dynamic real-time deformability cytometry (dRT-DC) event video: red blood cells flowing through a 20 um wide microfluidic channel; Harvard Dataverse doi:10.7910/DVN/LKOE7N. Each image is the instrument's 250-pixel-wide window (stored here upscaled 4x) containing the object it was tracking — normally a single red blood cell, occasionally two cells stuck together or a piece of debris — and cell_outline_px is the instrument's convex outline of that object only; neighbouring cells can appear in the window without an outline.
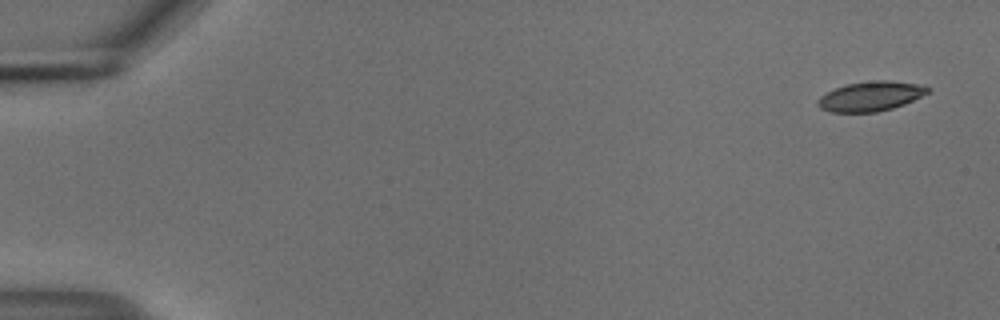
{"species": "common noctule bat (a hibernating species)", "species_latin": "Nyctalus noctula", "temperature_condition": "cold", "stored_images_in_passage": 6, "segment_of_instrument_passage": [1, 2], "camera_frame_rate_fps": 3000, "um_per_image_px": 0.085, "animal": {"sex": "male", "body_mass_g": 18.8}, "frame": {"image": 1, "passage_image": 1, "time_ms": 0.0, "image_size_px": [1000, 320], "cell_outline_px": [[932, 88], [928, 92], [904, 104], [892, 108], [876, 112], [828, 112], [820, 108], [816, 104], [816, 100], [820, 96], [836, 88], [848, 84], [876, 80], [888, 80], [916, 84]], "centroid_in_image_um": [73.96, 8.19], "position_along_channel_um": 11.0, "area_um2": 18.79}}